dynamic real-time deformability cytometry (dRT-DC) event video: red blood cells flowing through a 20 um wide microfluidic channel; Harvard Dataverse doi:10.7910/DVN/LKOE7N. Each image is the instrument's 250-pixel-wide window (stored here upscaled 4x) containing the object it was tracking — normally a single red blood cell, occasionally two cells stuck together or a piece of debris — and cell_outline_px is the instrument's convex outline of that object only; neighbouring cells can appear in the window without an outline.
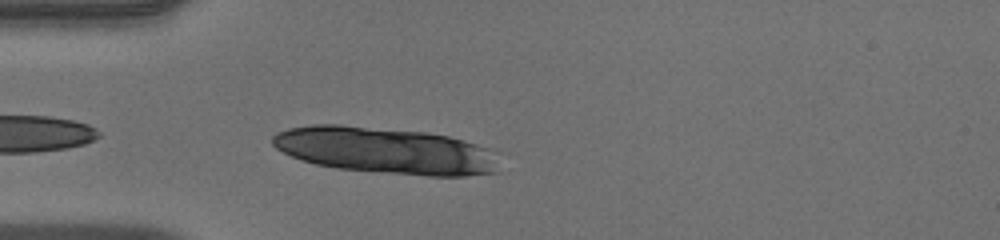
{"species": "human", "species_latin": "Homo sapiens", "temperature_condition": "warm", "stored_images_in_passage": 36, "camera_frame_rate_fps": 3000, "um_per_image_px": 0.085, "donor": {"sex": "male"}, "frame": {"image": 1, "passage_image": 2, "time_ms": 0.333, "image_size_px": [1000, 240], "cell_outline_px": [[500, 152], [496, 172], [464, 176], [428, 176], [336, 168], [316, 164], [292, 156], [276, 148], [272, 144], [272, 136], [276, 132], [288, 128], [312, 124], [340, 124], [424, 132], [448, 136], [476, 144]], "centroid_in_image_um": [32.79, 12.79], "position_along_channel_um": 52.2, "area_um2": 61.56}}